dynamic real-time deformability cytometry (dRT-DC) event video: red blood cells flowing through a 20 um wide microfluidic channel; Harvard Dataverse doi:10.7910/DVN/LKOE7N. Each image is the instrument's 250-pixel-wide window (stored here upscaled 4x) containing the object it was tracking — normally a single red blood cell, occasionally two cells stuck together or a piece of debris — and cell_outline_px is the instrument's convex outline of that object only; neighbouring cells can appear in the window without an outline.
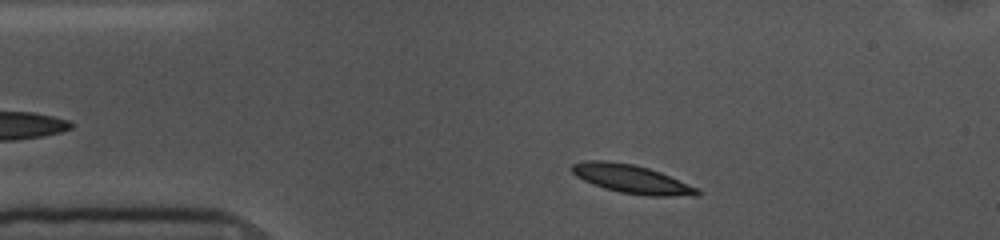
{"species": "common noctule bat (a hibernating species)", "species_latin": "Nyctalus noctula", "temperature_condition": "cold", "stored_images_in_passage": 37, "camera_frame_rate_fps": 3000, "um_per_image_px": 0.085, "animal": {"sex": "female", "body_mass_g": 10.0, "forearm_length_mm": 53.1}, "frame": {"image": 1, "passage_image": 4, "time_ms": 1.0, "image_size_px": [1000, 240], "cell_outline_px": [[700, 192], [696, 196], [648, 196], [620, 192], [604, 188], [592, 184], [576, 176], [572, 172], [572, 164], [584, 160], [604, 160], [632, 164], [648, 168], [660, 172], [696, 188]], "centroid_in_image_um": [53.64, 15.22], "position_along_channel_um": 31.4, "area_um2": 20.58}}
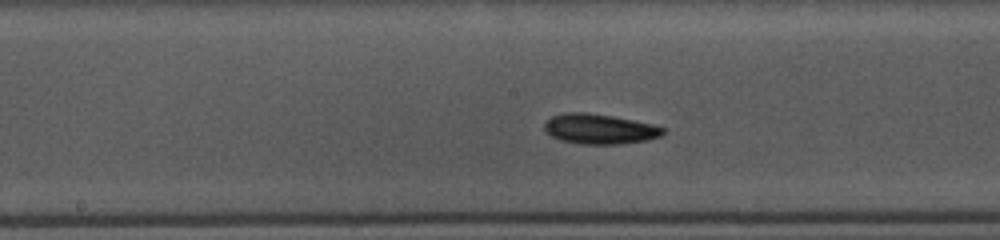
{"frame": {"image": 2, "passage_image": 21, "time_ms": 6.667, "image_size_px": [1000, 240], "cell_outline_px": [[664, 132], [660, 136], [648, 140], [620, 144], [580, 144], [560, 140], [552, 136], [544, 128], [544, 124], [552, 116], [564, 112], [584, 112], [612, 116], [652, 124], [664, 128]], "centroid_in_image_um": [50.95, 10.96], "position_along_channel_um": 197.2, "area_um2": 20.63}}
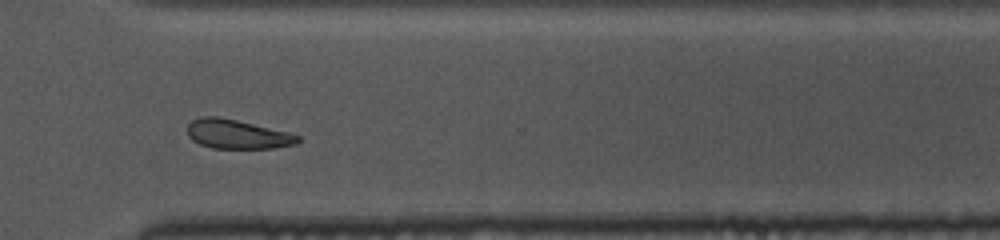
{"frame": {"image": 3, "passage_image": 34, "time_ms": 11.0, "image_size_px": [1000, 240], "cell_outline_px": [[300, 140], [296, 144], [272, 148], [212, 148], [200, 144], [192, 140], [188, 136], [188, 124], [192, 120], [204, 116], [216, 116], [236, 120], [288, 132], [300, 136]], "centroid_in_image_um": [20.15, 11.41], "position_along_channel_um": 350.4, "area_um2": 18.61}, "authors_computed_cell_mechanics": {"area_um2": 20.0566, "velocity_mm_per_s": 3.5322, "shape_relaxation_time_tau1_ms": 2.3064, "shape_relaxation_time_tau2_ms": 9.8704, "deformation_change_tau1": 0.0995, "deformation_change_tau2": 0.1149}}